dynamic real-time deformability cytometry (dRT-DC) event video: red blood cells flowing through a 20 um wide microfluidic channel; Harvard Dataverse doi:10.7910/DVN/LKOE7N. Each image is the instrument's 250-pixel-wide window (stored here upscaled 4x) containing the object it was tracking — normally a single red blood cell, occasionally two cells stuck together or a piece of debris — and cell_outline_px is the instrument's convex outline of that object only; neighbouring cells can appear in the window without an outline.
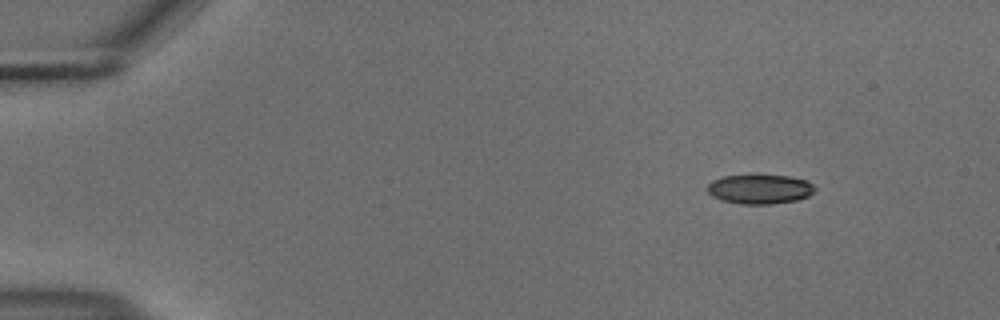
{"species": "common noctule bat (a hibernating species)", "species_latin": "Nyctalus noctula", "temperature_condition": "cold", "stored_images_in_passage": 49, "camera_frame_rate_fps": 3000, "um_per_image_px": 0.085, "animal": {"sex": "male", "body_mass_g": 18.8}, "frame": {"image": 1, "passage_image": 1, "time_ms": 0.0, "image_size_px": [1000, 320], "cell_outline_px": [[816, 188], [808, 196], [796, 200], [772, 204], [740, 204], [720, 200], [712, 196], [704, 188], [712, 180], [724, 176], [788, 176], [808, 180]], "centroid_in_image_um": [64.55, 16.09], "position_along_channel_um": 20.5, "area_um2": 18.38}}
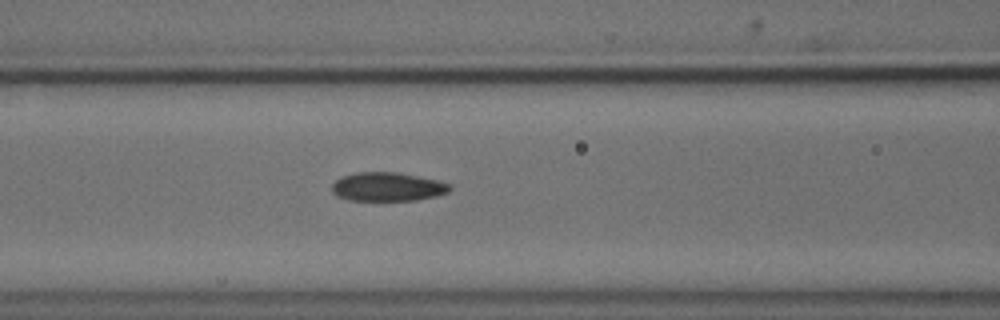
{"frame": {"image": 2, "passage_image": 18, "time_ms": 5.667, "image_size_px": [1000, 320], "cell_outline_px": [[452, 188], [448, 192], [436, 196], [416, 200], [348, 200], [336, 196], [332, 192], [332, 184], [340, 176], [356, 172], [396, 172], [436, 180], [452, 184]], "centroid_in_image_um": [32.92, 15.87], "position_along_channel_um": 133.7, "area_um2": 19.83}}
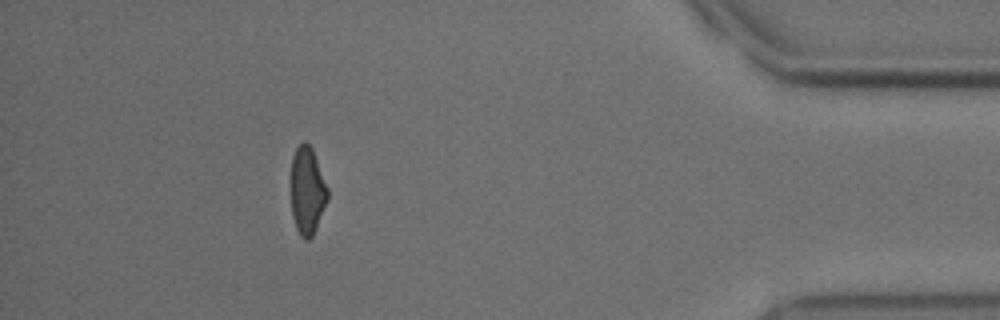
{"frame": {"image": 3, "passage_image": 44, "time_ms": 14.333, "image_size_px": [1000, 320], "cell_outline_px": [[328, 200], [316, 228], [312, 236], [308, 240], [304, 240], [300, 236], [296, 228], [292, 216], [292, 156], [296, 148], [304, 140], [312, 148], [328, 188]], "centroid_in_image_um": [26.13, 16.23], "position_along_channel_um": 409.1, "area_um2": 18.61}, "authors_computed_cell_mechanics": {"area_um2": 19.941, "velocity_mm_per_s": 3.7144, "shape_relaxation_time_tau1_ms": 6.543, "shape_relaxation_time_tau2_ms": 2.5036, "deformation_change_tau1": 0.1421, "deformation_change_tau2": 0.0819}}